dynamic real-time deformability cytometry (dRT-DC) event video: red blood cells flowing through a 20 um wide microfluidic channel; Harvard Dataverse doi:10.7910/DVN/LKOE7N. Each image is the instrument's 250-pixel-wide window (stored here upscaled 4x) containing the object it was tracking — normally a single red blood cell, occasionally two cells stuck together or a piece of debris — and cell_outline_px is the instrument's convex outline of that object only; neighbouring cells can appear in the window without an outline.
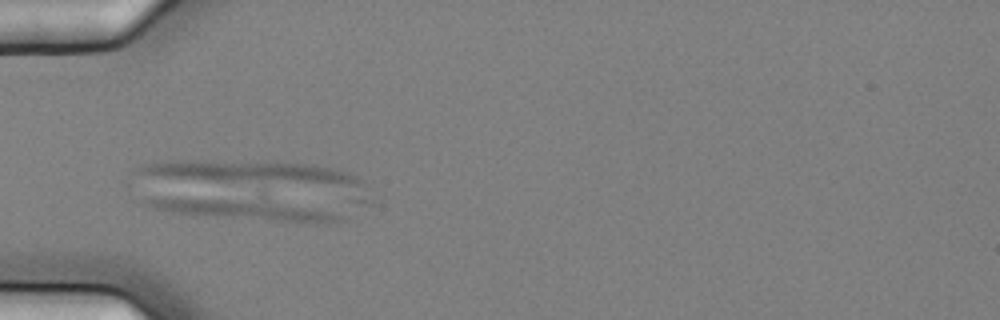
{"species": "common noctule bat (a hibernating species)", "species_latin": "Nyctalus noctula", "temperature_condition": "cold", "stored_images_in_passage": 6, "camera_frame_rate_fps": 3000, "um_per_image_px": 0.085, "animal": {"sex": "female", "body_mass_g": 25.1}, "frame": {"image": 1, "passage_image": 5, "time_ms": 1.333, "image_size_px": [1000, 320], "cell_outline_px": [[348, 220], [336, 224], [300, 224], [172, 212], [152, 208], [144, 204], [144, 200], [216, 196], [264, 196], [328, 212], [340, 216]], "centroid_in_image_um": [20.99, 17.78], "position_along_channel_um": 64.0, "area_um2": 24.91}}